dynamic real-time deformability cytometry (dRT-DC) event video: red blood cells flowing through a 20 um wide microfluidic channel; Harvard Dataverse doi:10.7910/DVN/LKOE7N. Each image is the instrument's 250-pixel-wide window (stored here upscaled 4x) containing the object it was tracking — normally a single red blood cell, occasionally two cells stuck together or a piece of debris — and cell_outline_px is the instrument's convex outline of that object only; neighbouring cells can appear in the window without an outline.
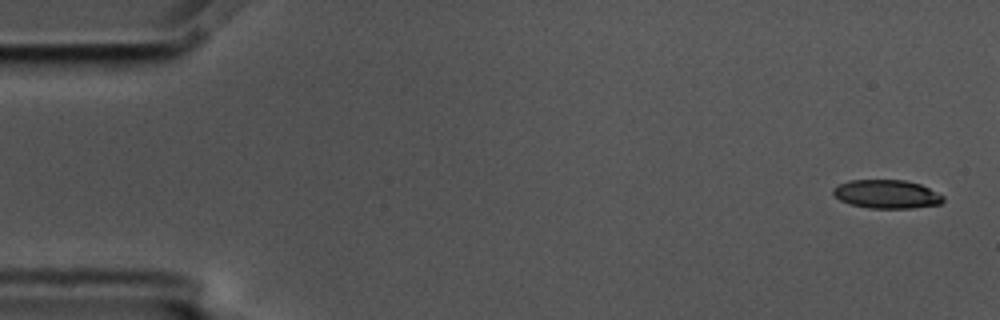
{"species": "common noctule bat (a hibernating species)", "species_latin": "Nyctalus noctula", "temperature_condition": "cold", "stored_images_in_passage": 5, "camera_frame_rate_fps": 3000, "um_per_image_px": 0.085, "animal": {"sex": "male", "body_mass_g": 17.5, "forearm_length_mm": 52.3}, "frame": {"image": 1, "passage_image": 1, "time_ms": 0.0, "image_size_px": [1000, 320], "cell_outline_px": [[944, 200], [940, 204], [912, 208], [868, 208], [852, 204], [840, 200], [832, 192], [832, 188], [848, 180], [904, 180], [920, 184], [944, 196]], "centroid_in_image_um": [75.37, 16.5], "position_along_channel_um": 9.6, "area_um2": 18.21}}
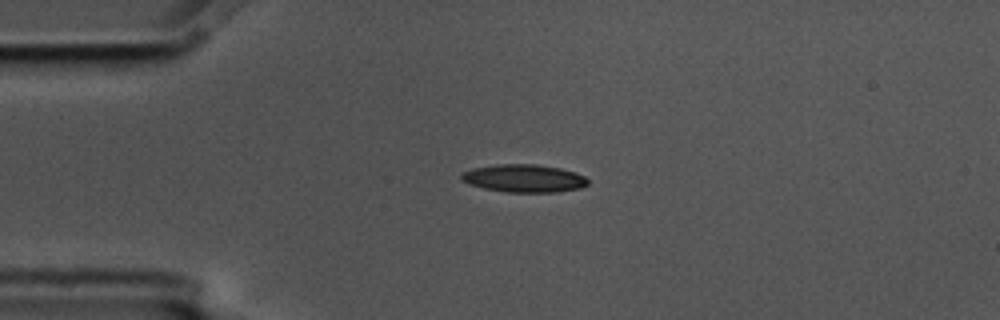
{"frame": {"image": 2, "passage_image": 4, "time_ms": 1.0, "image_size_px": [1000, 320], "cell_outline_px": [[588, 184], [580, 188], [556, 192], [504, 192], [484, 188], [468, 184], [460, 180], [460, 176], [464, 172], [472, 168], [496, 164], [536, 164], [560, 168], [576, 172], [584, 176], [588, 180]], "centroid_in_image_um": [44.52, 15.16], "position_along_channel_um": 40.5, "area_um2": 20.63}}